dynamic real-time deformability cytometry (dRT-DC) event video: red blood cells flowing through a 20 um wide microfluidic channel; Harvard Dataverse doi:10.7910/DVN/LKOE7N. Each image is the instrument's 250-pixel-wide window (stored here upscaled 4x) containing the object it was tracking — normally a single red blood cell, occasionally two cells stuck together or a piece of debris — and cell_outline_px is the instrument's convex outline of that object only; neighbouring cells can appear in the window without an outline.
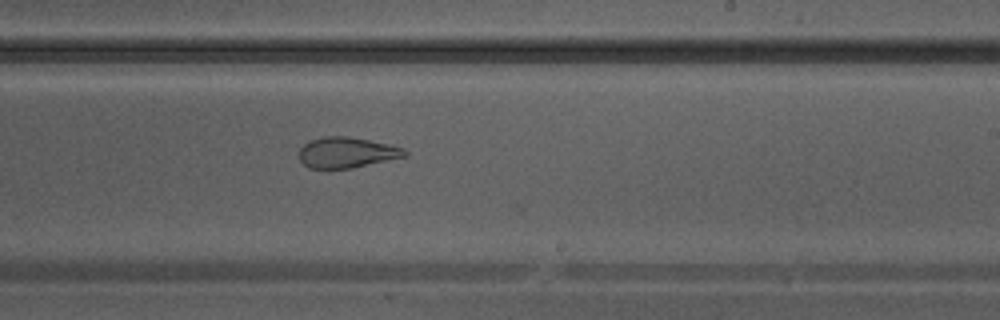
{"species": "Egyptian fruit bat (a non-hibernating species)", "species_latin": "Rousettus aegyptiacus", "temperature_condition": "warm", "stored_images_in_passage": 24, "camera_frame_rate_fps": 3000, "um_per_image_px": 0.085, "animal": {"sex": "male"}, "frame": {"image": 1, "passage_image": 14, "time_ms": 4.333, "image_size_px": [1000, 320], "cell_outline_px": [[408, 156], [352, 168], [308, 168], [300, 160], [300, 148], [308, 140], [324, 136], [348, 136], [388, 144], [404, 148], [408, 152]], "centroid_in_image_um": [29.48, 12.96], "position_along_channel_um": 259.5, "area_um2": 18.9}}